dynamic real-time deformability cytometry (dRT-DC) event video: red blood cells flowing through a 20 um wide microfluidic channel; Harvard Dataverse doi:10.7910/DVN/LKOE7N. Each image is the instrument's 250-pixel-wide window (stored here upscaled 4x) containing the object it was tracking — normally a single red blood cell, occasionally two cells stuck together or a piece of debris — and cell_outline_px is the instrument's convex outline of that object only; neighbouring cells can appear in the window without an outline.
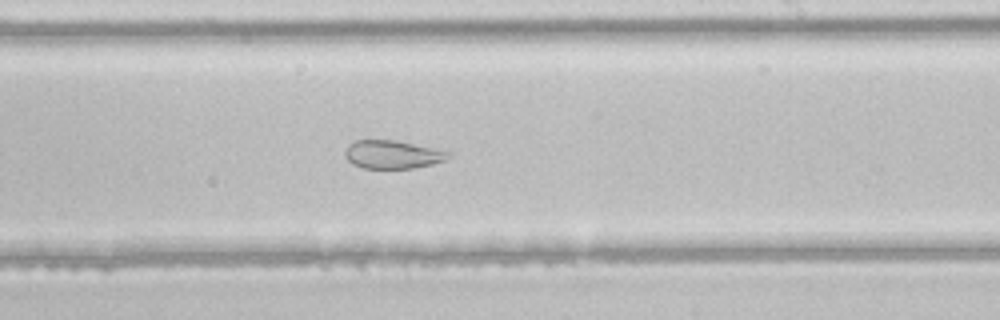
{"species": "common noctule bat (a hibernating species)", "species_latin": "Nyctalus noctula", "temperature_condition": "room temperature", "stored_images_in_passage": 42, "camera_frame_rate_fps": 3000, "um_per_image_px": 0.085, "animal": {"sex": "male", "body_mass_g": 21.5, "forearm_length_mm": 52.0}, "frame": {"image": 1, "passage_image": 24, "time_ms": 7.667, "image_size_px": [1000, 320], "cell_outline_px": [[452, 156], [444, 160], [432, 164], [412, 168], [364, 168], [352, 164], [344, 156], [344, 152], [348, 144], [356, 140], [392, 140], [452, 152]], "centroid_in_image_um": [33.34, 13.13], "position_along_channel_um": 255.7, "area_um2": 16.88}}